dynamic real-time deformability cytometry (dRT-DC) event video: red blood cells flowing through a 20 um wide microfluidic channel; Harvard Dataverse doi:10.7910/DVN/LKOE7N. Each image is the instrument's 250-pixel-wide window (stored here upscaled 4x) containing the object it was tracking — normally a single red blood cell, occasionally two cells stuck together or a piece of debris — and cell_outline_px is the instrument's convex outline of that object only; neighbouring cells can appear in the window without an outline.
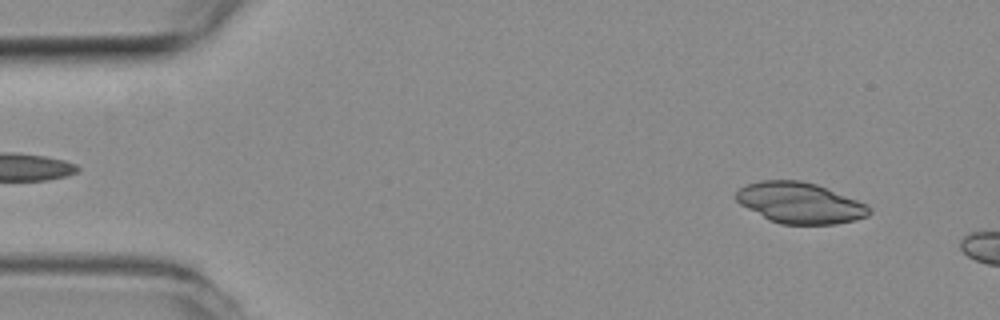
{"species": "common noctule bat (a hibernating species)", "species_latin": "Nyctalus noctula", "temperature_condition": "room temperature", "stored_images_in_passage": 7, "camera_frame_rate_fps": 3000, "um_per_image_px": 0.085, "animal": {"sex": "female", "body_mass_g": 19.3, "forearm_length_mm": 54.1}, "frame": {"image": 1, "passage_image": 4, "time_ms": 1.0, "image_size_px": [1000, 320], "cell_outline_px": [[872, 212], [868, 216], [836, 224], [780, 224], [768, 220], [740, 204], [736, 200], [736, 192], [740, 188], [748, 184], [760, 180], [800, 180], [816, 184], [856, 200], [864, 204]], "centroid_in_image_um": [67.94, 17.25], "position_along_channel_um": 17.1, "area_um2": 31.39}}